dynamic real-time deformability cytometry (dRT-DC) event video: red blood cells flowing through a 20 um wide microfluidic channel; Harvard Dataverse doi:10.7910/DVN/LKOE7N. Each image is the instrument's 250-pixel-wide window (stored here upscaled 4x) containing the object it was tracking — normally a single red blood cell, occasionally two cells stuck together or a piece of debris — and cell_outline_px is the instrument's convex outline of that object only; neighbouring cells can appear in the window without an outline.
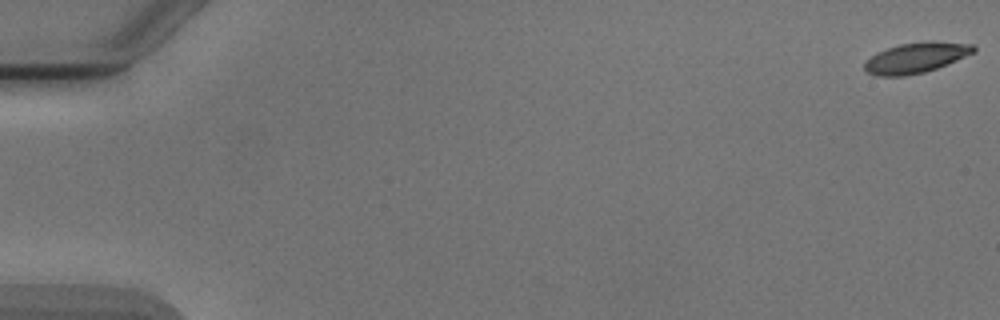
{"species": "Egyptian fruit bat (a non-hibernating species)", "species_latin": "Rousettus aegyptiacus", "temperature_condition": "cold", "stored_images_in_passage": 5, "camera_frame_rate_fps": 3000, "um_per_image_px": 0.085, "animal": {"sex": "male"}, "frame": {"image": 1, "passage_image": 1, "time_ms": 0.0, "image_size_px": [1000, 320], "cell_outline_px": [[976, 52], [936, 68], [924, 72], [904, 76], [876, 76], [868, 72], [864, 68], [864, 60], [876, 52], [900, 44], [932, 40], [972, 44], [976, 48]], "centroid_in_image_um": [77.84, 4.9], "position_along_channel_um": 7.2, "area_um2": 19.42}}
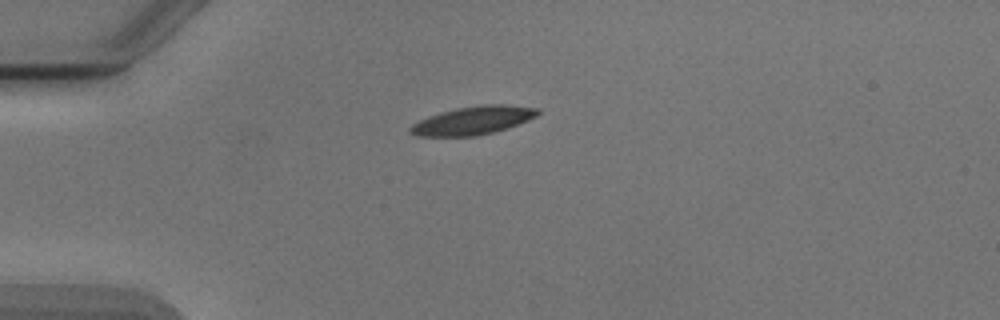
{"frame": {"image": 2, "passage_image": 5, "time_ms": 4.667, "image_size_px": [1000, 320], "cell_outline_px": [[540, 112], [536, 116], [528, 120], [492, 132], [476, 136], [416, 136], [408, 132], [408, 128], [412, 124], [428, 116], [440, 112], [456, 108], [480, 104], [504, 104], [540, 108]], "centroid_in_image_um": [40.17, 10.23], "position_along_channel_um": 44.8, "area_um2": 20.98}}